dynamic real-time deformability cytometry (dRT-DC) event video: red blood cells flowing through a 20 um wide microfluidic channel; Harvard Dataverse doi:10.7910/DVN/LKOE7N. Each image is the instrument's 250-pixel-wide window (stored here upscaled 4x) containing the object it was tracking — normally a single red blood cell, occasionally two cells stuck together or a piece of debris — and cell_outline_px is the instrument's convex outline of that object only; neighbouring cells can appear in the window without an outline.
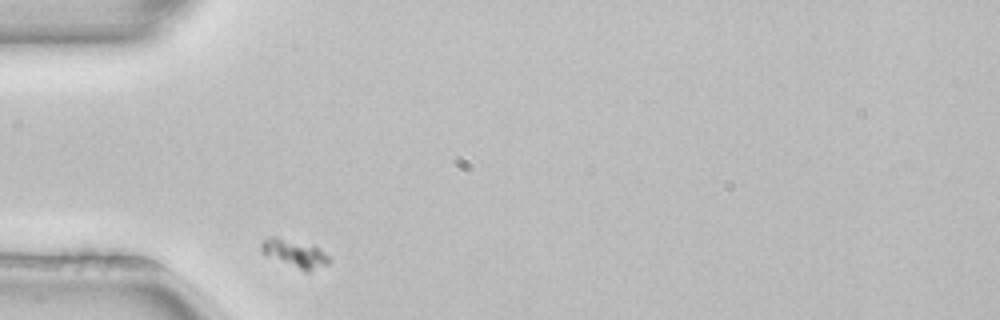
{"species": "common noctule bat (a hibernating species)", "species_latin": "Nyctalus noctula", "temperature_condition": "room temperature", "stored_images_in_passage": 30, "camera_frame_rate_fps": 3000, "um_per_image_px": 0.085, "animal": {"sex": "female", "body_mass_g": 22.7, "forearm_length_mm": 54.2}, "frame": {"image": 1, "passage_image": 1, "time_ms": 0.0, "image_size_px": [1000, 320], "cell_outline_px": [[332, 260], [328, 264], [308, 272], [304, 272], [264, 252], [260, 248], [260, 244], [268, 236], [276, 236], [312, 244], [320, 248]], "centroid_in_image_um": [25.12, 21.52], "position_along_channel_um": 59.9, "area_um2": 10.92}}